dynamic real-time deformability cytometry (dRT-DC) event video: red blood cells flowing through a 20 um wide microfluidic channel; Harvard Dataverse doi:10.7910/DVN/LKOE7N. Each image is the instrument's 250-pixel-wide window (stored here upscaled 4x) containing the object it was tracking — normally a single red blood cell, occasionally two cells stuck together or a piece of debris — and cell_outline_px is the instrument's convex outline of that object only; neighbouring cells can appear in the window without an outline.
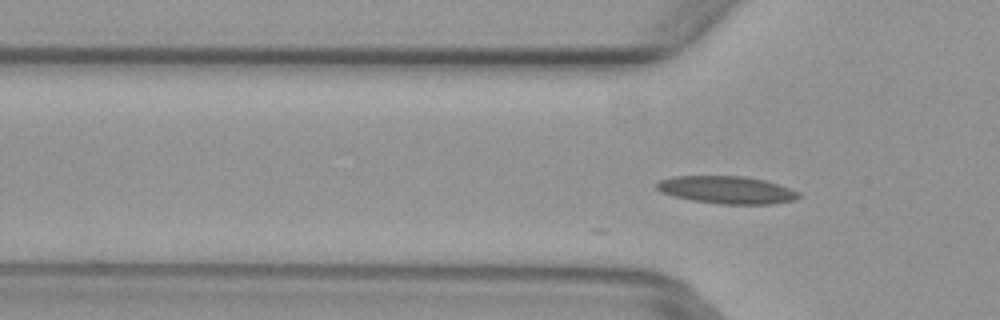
{"species": "common noctule bat (a hibernating species)", "species_latin": "Nyctalus noctula", "temperature_condition": "warm", "stored_images_in_passage": 15, "camera_frame_rate_fps": 3000, "um_per_image_px": 0.085, "animal": {"sex": "female", "body_mass_g": 29.2, "forearm_length_mm": 56.3}, "frame": {"image": 1, "passage_image": 15, "time_ms": 4.667, "image_size_px": [1000, 320], "cell_outline_px": [[800, 196], [796, 200], [772, 204], [720, 204], [692, 200], [672, 196], [660, 192], [656, 188], [656, 184], [660, 180], [672, 176], [744, 176], [764, 180], [800, 192]], "centroid_in_image_um": [61.75, 16.14], "position_along_channel_um": 64.0, "area_um2": 22.83}}